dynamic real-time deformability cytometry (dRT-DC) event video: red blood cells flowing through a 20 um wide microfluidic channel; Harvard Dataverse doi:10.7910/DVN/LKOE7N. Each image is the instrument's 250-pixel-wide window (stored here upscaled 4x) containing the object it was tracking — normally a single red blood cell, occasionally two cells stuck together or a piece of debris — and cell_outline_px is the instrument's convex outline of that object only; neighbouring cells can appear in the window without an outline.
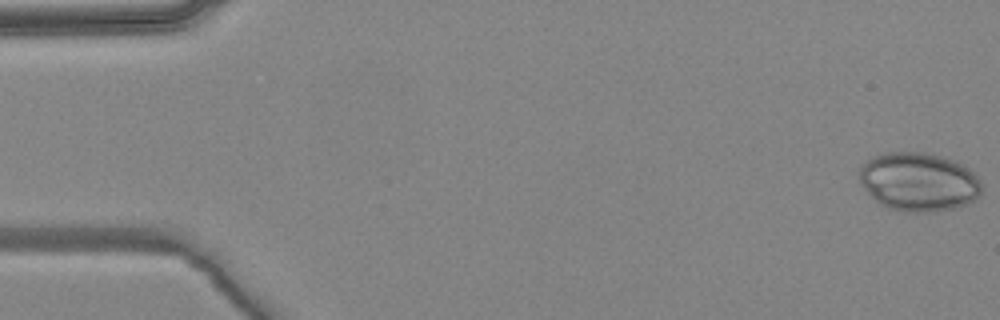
{"species": "common noctule bat (a hibernating species)", "species_latin": "Nyctalus noctula", "temperature_condition": "warm", "stored_images_in_passage": 6, "camera_frame_rate_fps": 3000, "um_per_image_px": 0.085, "animal": {"sex": "female", "body_mass_g": 24.6, "forearm_length_mm": 56.2}, "frame": {"image": 1, "passage_image": 1, "time_ms": 0.0, "image_size_px": [1000, 320], "cell_outline_px": [[980, 196], [964, 204], [952, 208], [928, 212], [904, 212], [888, 208], [880, 204], [860, 184], [860, 164], [872, 156], [884, 152], [924, 152], [956, 160], [968, 168], [980, 180]], "centroid_in_image_um": [78.05, 15.44], "position_along_channel_um": 7.0, "area_um2": 41.85}}